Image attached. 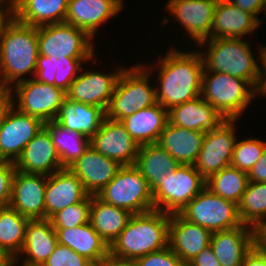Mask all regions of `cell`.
Listing matches in <instances>:
<instances>
[{
  "label": "cell",
  "instance_id": "1",
  "mask_svg": "<svg viewBox=\"0 0 266 266\" xmlns=\"http://www.w3.org/2000/svg\"><path fill=\"white\" fill-rule=\"evenodd\" d=\"M156 63V98L166 110L201 96L204 62L199 51L168 50Z\"/></svg>",
  "mask_w": 266,
  "mask_h": 266
},
{
  "label": "cell",
  "instance_id": "2",
  "mask_svg": "<svg viewBox=\"0 0 266 266\" xmlns=\"http://www.w3.org/2000/svg\"><path fill=\"white\" fill-rule=\"evenodd\" d=\"M170 216L156 209L133 214L124 230L109 246V254L136 260L165 249L169 246Z\"/></svg>",
  "mask_w": 266,
  "mask_h": 266
},
{
  "label": "cell",
  "instance_id": "3",
  "mask_svg": "<svg viewBox=\"0 0 266 266\" xmlns=\"http://www.w3.org/2000/svg\"><path fill=\"white\" fill-rule=\"evenodd\" d=\"M39 55L37 27L13 19L0 36V84L13 87L35 76Z\"/></svg>",
  "mask_w": 266,
  "mask_h": 266
},
{
  "label": "cell",
  "instance_id": "4",
  "mask_svg": "<svg viewBox=\"0 0 266 266\" xmlns=\"http://www.w3.org/2000/svg\"><path fill=\"white\" fill-rule=\"evenodd\" d=\"M208 44L207 52L201 51L204 71H216L247 80L255 89L260 80L261 67L250 44L241 38H211L201 41Z\"/></svg>",
  "mask_w": 266,
  "mask_h": 266
},
{
  "label": "cell",
  "instance_id": "5",
  "mask_svg": "<svg viewBox=\"0 0 266 266\" xmlns=\"http://www.w3.org/2000/svg\"><path fill=\"white\" fill-rule=\"evenodd\" d=\"M149 66L152 69L139 64L123 70L105 110V117L121 121L157 103L156 87L149 83L153 67Z\"/></svg>",
  "mask_w": 266,
  "mask_h": 266
},
{
  "label": "cell",
  "instance_id": "6",
  "mask_svg": "<svg viewBox=\"0 0 266 266\" xmlns=\"http://www.w3.org/2000/svg\"><path fill=\"white\" fill-rule=\"evenodd\" d=\"M256 95V89L247 80L222 72L203 71L201 97L224 119L238 120Z\"/></svg>",
  "mask_w": 266,
  "mask_h": 266
},
{
  "label": "cell",
  "instance_id": "7",
  "mask_svg": "<svg viewBox=\"0 0 266 266\" xmlns=\"http://www.w3.org/2000/svg\"><path fill=\"white\" fill-rule=\"evenodd\" d=\"M103 202L130 211L144 213L154 209L148 181L134 165H124L96 195Z\"/></svg>",
  "mask_w": 266,
  "mask_h": 266
},
{
  "label": "cell",
  "instance_id": "8",
  "mask_svg": "<svg viewBox=\"0 0 266 266\" xmlns=\"http://www.w3.org/2000/svg\"><path fill=\"white\" fill-rule=\"evenodd\" d=\"M206 179L195 165H181L170 171L151 191L154 209L177 214L204 188Z\"/></svg>",
  "mask_w": 266,
  "mask_h": 266
},
{
  "label": "cell",
  "instance_id": "9",
  "mask_svg": "<svg viewBox=\"0 0 266 266\" xmlns=\"http://www.w3.org/2000/svg\"><path fill=\"white\" fill-rule=\"evenodd\" d=\"M37 37L39 55L52 59L92 60L95 57L93 38L86 31L67 22L39 26Z\"/></svg>",
  "mask_w": 266,
  "mask_h": 266
},
{
  "label": "cell",
  "instance_id": "10",
  "mask_svg": "<svg viewBox=\"0 0 266 266\" xmlns=\"http://www.w3.org/2000/svg\"><path fill=\"white\" fill-rule=\"evenodd\" d=\"M184 219L217 232L241 226L238 205L205 187L179 213Z\"/></svg>",
  "mask_w": 266,
  "mask_h": 266
},
{
  "label": "cell",
  "instance_id": "11",
  "mask_svg": "<svg viewBox=\"0 0 266 266\" xmlns=\"http://www.w3.org/2000/svg\"><path fill=\"white\" fill-rule=\"evenodd\" d=\"M17 98L13 106L25 114L39 118L43 123L54 121L63 101L66 91L52 84L39 82L29 78L12 87Z\"/></svg>",
  "mask_w": 266,
  "mask_h": 266
},
{
  "label": "cell",
  "instance_id": "12",
  "mask_svg": "<svg viewBox=\"0 0 266 266\" xmlns=\"http://www.w3.org/2000/svg\"><path fill=\"white\" fill-rule=\"evenodd\" d=\"M237 119H225L216 128L205 132L195 168L205 178L231 165L236 143ZM235 124V125H234Z\"/></svg>",
  "mask_w": 266,
  "mask_h": 266
},
{
  "label": "cell",
  "instance_id": "13",
  "mask_svg": "<svg viewBox=\"0 0 266 266\" xmlns=\"http://www.w3.org/2000/svg\"><path fill=\"white\" fill-rule=\"evenodd\" d=\"M43 127L44 123L39 118L12 106L0 122V161L15 162Z\"/></svg>",
  "mask_w": 266,
  "mask_h": 266
},
{
  "label": "cell",
  "instance_id": "14",
  "mask_svg": "<svg viewBox=\"0 0 266 266\" xmlns=\"http://www.w3.org/2000/svg\"><path fill=\"white\" fill-rule=\"evenodd\" d=\"M90 145L103 156L118 161L122 166L134 165L140 147L121 121L107 117L90 139Z\"/></svg>",
  "mask_w": 266,
  "mask_h": 266
},
{
  "label": "cell",
  "instance_id": "15",
  "mask_svg": "<svg viewBox=\"0 0 266 266\" xmlns=\"http://www.w3.org/2000/svg\"><path fill=\"white\" fill-rule=\"evenodd\" d=\"M218 0H168L166 9L196 44L210 39Z\"/></svg>",
  "mask_w": 266,
  "mask_h": 266
},
{
  "label": "cell",
  "instance_id": "16",
  "mask_svg": "<svg viewBox=\"0 0 266 266\" xmlns=\"http://www.w3.org/2000/svg\"><path fill=\"white\" fill-rule=\"evenodd\" d=\"M47 176L16 170L9 206L29 219H45Z\"/></svg>",
  "mask_w": 266,
  "mask_h": 266
},
{
  "label": "cell",
  "instance_id": "17",
  "mask_svg": "<svg viewBox=\"0 0 266 266\" xmlns=\"http://www.w3.org/2000/svg\"><path fill=\"white\" fill-rule=\"evenodd\" d=\"M112 74L84 71L75 78L66 91V98L75 102L86 103L106 110L113 95L119 76L124 68L116 69Z\"/></svg>",
  "mask_w": 266,
  "mask_h": 266
},
{
  "label": "cell",
  "instance_id": "18",
  "mask_svg": "<svg viewBox=\"0 0 266 266\" xmlns=\"http://www.w3.org/2000/svg\"><path fill=\"white\" fill-rule=\"evenodd\" d=\"M122 165L103 156L91 145L67 168L75 174L89 195H97L117 174Z\"/></svg>",
  "mask_w": 266,
  "mask_h": 266
},
{
  "label": "cell",
  "instance_id": "19",
  "mask_svg": "<svg viewBox=\"0 0 266 266\" xmlns=\"http://www.w3.org/2000/svg\"><path fill=\"white\" fill-rule=\"evenodd\" d=\"M14 164L16 170L23 173L46 176L64 168L45 127L27 143Z\"/></svg>",
  "mask_w": 266,
  "mask_h": 266
},
{
  "label": "cell",
  "instance_id": "20",
  "mask_svg": "<svg viewBox=\"0 0 266 266\" xmlns=\"http://www.w3.org/2000/svg\"><path fill=\"white\" fill-rule=\"evenodd\" d=\"M257 244V229L242 224L212 233L211 247L221 266H241L245 256Z\"/></svg>",
  "mask_w": 266,
  "mask_h": 266
},
{
  "label": "cell",
  "instance_id": "21",
  "mask_svg": "<svg viewBox=\"0 0 266 266\" xmlns=\"http://www.w3.org/2000/svg\"><path fill=\"white\" fill-rule=\"evenodd\" d=\"M212 232L184 219L179 213L171 214L169 247L187 265L211 244Z\"/></svg>",
  "mask_w": 266,
  "mask_h": 266
},
{
  "label": "cell",
  "instance_id": "22",
  "mask_svg": "<svg viewBox=\"0 0 266 266\" xmlns=\"http://www.w3.org/2000/svg\"><path fill=\"white\" fill-rule=\"evenodd\" d=\"M122 0H68L65 22L86 31L93 39L98 27L123 8Z\"/></svg>",
  "mask_w": 266,
  "mask_h": 266
},
{
  "label": "cell",
  "instance_id": "23",
  "mask_svg": "<svg viewBox=\"0 0 266 266\" xmlns=\"http://www.w3.org/2000/svg\"><path fill=\"white\" fill-rule=\"evenodd\" d=\"M88 193L80 179L68 168L47 176L45 189V219H50L58 211L81 202Z\"/></svg>",
  "mask_w": 266,
  "mask_h": 266
},
{
  "label": "cell",
  "instance_id": "24",
  "mask_svg": "<svg viewBox=\"0 0 266 266\" xmlns=\"http://www.w3.org/2000/svg\"><path fill=\"white\" fill-rule=\"evenodd\" d=\"M58 244L56 231L50 219H30L26 226L25 240L15 263L25 257L22 266H42ZM25 253L26 256H23Z\"/></svg>",
  "mask_w": 266,
  "mask_h": 266
},
{
  "label": "cell",
  "instance_id": "25",
  "mask_svg": "<svg viewBox=\"0 0 266 266\" xmlns=\"http://www.w3.org/2000/svg\"><path fill=\"white\" fill-rule=\"evenodd\" d=\"M253 14L240 10L228 0H218L213 17L211 38H242L261 24Z\"/></svg>",
  "mask_w": 266,
  "mask_h": 266
},
{
  "label": "cell",
  "instance_id": "26",
  "mask_svg": "<svg viewBox=\"0 0 266 266\" xmlns=\"http://www.w3.org/2000/svg\"><path fill=\"white\" fill-rule=\"evenodd\" d=\"M169 122L193 131L207 132L223 120L221 114L201 96L174 106L168 110Z\"/></svg>",
  "mask_w": 266,
  "mask_h": 266
},
{
  "label": "cell",
  "instance_id": "27",
  "mask_svg": "<svg viewBox=\"0 0 266 266\" xmlns=\"http://www.w3.org/2000/svg\"><path fill=\"white\" fill-rule=\"evenodd\" d=\"M205 132L178 127L169 121L160 133L157 143L179 164L195 165L199 157Z\"/></svg>",
  "mask_w": 266,
  "mask_h": 266
},
{
  "label": "cell",
  "instance_id": "28",
  "mask_svg": "<svg viewBox=\"0 0 266 266\" xmlns=\"http://www.w3.org/2000/svg\"><path fill=\"white\" fill-rule=\"evenodd\" d=\"M57 241L70 247L98 266L109 254V246L94 230L91 223L73 228L55 229Z\"/></svg>",
  "mask_w": 266,
  "mask_h": 266
},
{
  "label": "cell",
  "instance_id": "29",
  "mask_svg": "<svg viewBox=\"0 0 266 266\" xmlns=\"http://www.w3.org/2000/svg\"><path fill=\"white\" fill-rule=\"evenodd\" d=\"M168 110L160 103L136 111L121 120L127 132L140 146L157 143L160 133L168 123Z\"/></svg>",
  "mask_w": 266,
  "mask_h": 266
},
{
  "label": "cell",
  "instance_id": "30",
  "mask_svg": "<svg viewBox=\"0 0 266 266\" xmlns=\"http://www.w3.org/2000/svg\"><path fill=\"white\" fill-rule=\"evenodd\" d=\"M104 118L105 111L101 107L66 98L54 121L64 129L75 130L91 139Z\"/></svg>",
  "mask_w": 266,
  "mask_h": 266
},
{
  "label": "cell",
  "instance_id": "31",
  "mask_svg": "<svg viewBox=\"0 0 266 266\" xmlns=\"http://www.w3.org/2000/svg\"><path fill=\"white\" fill-rule=\"evenodd\" d=\"M68 0H15L14 18L33 27L65 22Z\"/></svg>",
  "mask_w": 266,
  "mask_h": 266
},
{
  "label": "cell",
  "instance_id": "32",
  "mask_svg": "<svg viewBox=\"0 0 266 266\" xmlns=\"http://www.w3.org/2000/svg\"><path fill=\"white\" fill-rule=\"evenodd\" d=\"M132 213L103 202L91 195L90 223L100 237L110 246L128 224Z\"/></svg>",
  "mask_w": 266,
  "mask_h": 266
},
{
  "label": "cell",
  "instance_id": "33",
  "mask_svg": "<svg viewBox=\"0 0 266 266\" xmlns=\"http://www.w3.org/2000/svg\"><path fill=\"white\" fill-rule=\"evenodd\" d=\"M134 166L148 181L152 190L180 164L158 143L140 145Z\"/></svg>",
  "mask_w": 266,
  "mask_h": 266
},
{
  "label": "cell",
  "instance_id": "34",
  "mask_svg": "<svg viewBox=\"0 0 266 266\" xmlns=\"http://www.w3.org/2000/svg\"><path fill=\"white\" fill-rule=\"evenodd\" d=\"M49 131L61 164L67 168L75 160L80 158L90 145V139L75 130H67L55 121L44 123Z\"/></svg>",
  "mask_w": 266,
  "mask_h": 266
},
{
  "label": "cell",
  "instance_id": "35",
  "mask_svg": "<svg viewBox=\"0 0 266 266\" xmlns=\"http://www.w3.org/2000/svg\"><path fill=\"white\" fill-rule=\"evenodd\" d=\"M248 182L247 172L230 165L206 179V187L218 196L238 205Z\"/></svg>",
  "mask_w": 266,
  "mask_h": 266
},
{
  "label": "cell",
  "instance_id": "36",
  "mask_svg": "<svg viewBox=\"0 0 266 266\" xmlns=\"http://www.w3.org/2000/svg\"><path fill=\"white\" fill-rule=\"evenodd\" d=\"M29 220L10 206L0 208V247L15 258L22 250Z\"/></svg>",
  "mask_w": 266,
  "mask_h": 266
},
{
  "label": "cell",
  "instance_id": "37",
  "mask_svg": "<svg viewBox=\"0 0 266 266\" xmlns=\"http://www.w3.org/2000/svg\"><path fill=\"white\" fill-rule=\"evenodd\" d=\"M238 214L243 224L255 229L266 223V182H248Z\"/></svg>",
  "mask_w": 266,
  "mask_h": 266
},
{
  "label": "cell",
  "instance_id": "38",
  "mask_svg": "<svg viewBox=\"0 0 266 266\" xmlns=\"http://www.w3.org/2000/svg\"><path fill=\"white\" fill-rule=\"evenodd\" d=\"M91 195L81 202L70 205L55 213L50 221L54 229L73 228L90 222Z\"/></svg>",
  "mask_w": 266,
  "mask_h": 266
},
{
  "label": "cell",
  "instance_id": "39",
  "mask_svg": "<svg viewBox=\"0 0 266 266\" xmlns=\"http://www.w3.org/2000/svg\"><path fill=\"white\" fill-rule=\"evenodd\" d=\"M266 149V141L256 138L236 140L231 166L249 172L254 164L261 158Z\"/></svg>",
  "mask_w": 266,
  "mask_h": 266
},
{
  "label": "cell",
  "instance_id": "40",
  "mask_svg": "<svg viewBox=\"0 0 266 266\" xmlns=\"http://www.w3.org/2000/svg\"><path fill=\"white\" fill-rule=\"evenodd\" d=\"M89 62L90 59H76V58H59L55 59V74L54 86L62 88L67 91L71 83L81 72V63Z\"/></svg>",
  "mask_w": 266,
  "mask_h": 266
},
{
  "label": "cell",
  "instance_id": "41",
  "mask_svg": "<svg viewBox=\"0 0 266 266\" xmlns=\"http://www.w3.org/2000/svg\"><path fill=\"white\" fill-rule=\"evenodd\" d=\"M42 266H95L86 257L78 254L70 247L57 244L53 253Z\"/></svg>",
  "mask_w": 266,
  "mask_h": 266
},
{
  "label": "cell",
  "instance_id": "42",
  "mask_svg": "<svg viewBox=\"0 0 266 266\" xmlns=\"http://www.w3.org/2000/svg\"><path fill=\"white\" fill-rule=\"evenodd\" d=\"M135 261L138 266H187L169 246L139 257Z\"/></svg>",
  "mask_w": 266,
  "mask_h": 266
},
{
  "label": "cell",
  "instance_id": "43",
  "mask_svg": "<svg viewBox=\"0 0 266 266\" xmlns=\"http://www.w3.org/2000/svg\"><path fill=\"white\" fill-rule=\"evenodd\" d=\"M15 172L14 162L0 161V208L9 206Z\"/></svg>",
  "mask_w": 266,
  "mask_h": 266
},
{
  "label": "cell",
  "instance_id": "44",
  "mask_svg": "<svg viewBox=\"0 0 266 266\" xmlns=\"http://www.w3.org/2000/svg\"><path fill=\"white\" fill-rule=\"evenodd\" d=\"M56 71L55 59L38 55L34 79L39 82L54 85Z\"/></svg>",
  "mask_w": 266,
  "mask_h": 266
},
{
  "label": "cell",
  "instance_id": "45",
  "mask_svg": "<svg viewBox=\"0 0 266 266\" xmlns=\"http://www.w3.org/2000/svg\"><path fill=\"white\" fill-rule=\"evenodd\" d=\"M187 266H221L211 245L204 248Z\"/></svg>",
  "mask_w": 266,
  "mask_h": 266
},
{
  "label": "cell",
  "instance_id": "46",
  "mask_svg": "<svg viewBox=\"0 0 266 266\" xmlns=\"http://www.w3.org/2000/svg\"><path fill=\"white\" fill-rule=\"evenodd\" d=\"M13 90L11 86L0 84V122L13 106Z\"/></svg>",
  "mask_w": 266,
  "mask_h": 266
},
{
  "label": "cell",
  "instance_id": "47",
  "mask_svg": "<svg viewBox=\"0 0 266 266\" xmlns=\"http://www.w3.org/2000/svg\"><path fill=\"white\" fill-rule=\"evenodd\" d=\"M247 175L250 182H266V149Z\"/></svg>",
  "mask_w": 266,
  "mask_h": 266
},
{
  "label": "cell",
  "instance_id": "48",
  "mask_svg": "<svg viewBox=\"0 0 266 266\" xmlns=\"http://www.w3.org/2000/svg\"><path fill=\"white\" fill-rule=\"evenodd\" d=\"M241 266H266V252L256 244L245 256Z\"/></svg>",
  "mask_w": 266,
  "mask_h": 266
},
{
  "label": "cell",
  "instance_id": "49",
  "mask_svg": "<svg viewBox=\"0 0 266 266\" xmlns=\"http://www.w3.org/2000/svg\"><path fill=\"white\" fill-rule=\"evenodd\" d=\"M240 10L248 11L253 14L258 20V15L265 10L263 9L261 0H228Z\"/></svg>",
  "mask_w": 266,
  "mask_h": 266
},
{
  "label": "cell",
  "instance_id": "50",
  "mask_svg": "<svg viewBox=\"0 0 266 266\" xmlns=\"http://www.w3.org/2000/svg\"><path fill=\"white\" fill-rule=\"evenodd\" d=\"M259 48L257 49L259 51V58L258 60H260L261 62V73H260V80H259V84L256 88V96H259V94L261 96L264 95V97L266 96V46H258Z\"/></svg>",
  "mask_w": 266,
  "mask_h": 266
},
{
  "label": "cell",
  "instance_id": "51",
  "mask_svg": "<svg viewBox=\"0 0 266 266\" xmlns=\"http://www.w3.org/2000/svg\"><path fill=\"white\" fill-rule=\"evenodd\" d=\"M3 1H0V36L4 32L6 26L14 19V4L6 2V7Z\"/></svg>",
  "mask_w": 266,
  "mask_h": 266
},
{
  "label": "cell",
  "instance_id": "52",
  "mask_svg": "<svg viewBox=\"0 0 266 266\" xmlns=\"http://www.w3.org/2000/svg\"><path fill=\"white\" fill-rule=\"evenodd\" d=\"M98 266H138L135 260L117 258L108 254V256Z\"/></svg>",
  "mask_w": 266,
  "mask_h": 266
},
{
  "label": "cell",
  "instance_id": "53",
  "mask_svg": "<svg viewBox=\"0 0 266 266\" xmlns=\"http://www.w3.org/2000/svg\"><path fill=\"white\" fill-rule=\"evenodd\" d=\"M15 257L0 247V266H16Z\"/></svg>",
  "mask_w": 266,
  "mask_h": 266
},
{
  "label": "cell",
  "instance_id": "54",
  "mask_svg": "<svg viewBox=\"0 0 266 266\" xmlns=\"http://www.w3.org/2000/svg\"><path fill=\"white\" fill-rule=\"evenodd\" d=\"M257 244L266 252V223L257 229Z\"/></svg>",
  "mask_w": 266,
  "mask_h": 266
},
{
  "label": "cell",
  "instance_id": "55",
  "mask_svg": "<svg viewBox=\"0 0 266 266\" xmlns=\"http://www.w3.org/2000/svg\"><path fill=\"white\" fill-rule=\"evenodd\" d=\"M261 2H262L263 9L266 11V0H261Z\"/></svg>",
  "mask_w": 266,
  "mask_h": 266
},
{
  "label": "cell",
  "instance_id": "56",
  "mask_svg": "<svg viewBox=\"0 0 266 266\" xmlns=\"http://www.w3.org/2000/svg\"><path fill=\"white\" fill-rule=\"evenodd\" d=\"M0 1H3L4 3L8 1V2L15 4V0H7V1L6 0H0Z\"/></svg>",
  "mask_w": 266,
  "mask_h": 266
}]
</instances>
